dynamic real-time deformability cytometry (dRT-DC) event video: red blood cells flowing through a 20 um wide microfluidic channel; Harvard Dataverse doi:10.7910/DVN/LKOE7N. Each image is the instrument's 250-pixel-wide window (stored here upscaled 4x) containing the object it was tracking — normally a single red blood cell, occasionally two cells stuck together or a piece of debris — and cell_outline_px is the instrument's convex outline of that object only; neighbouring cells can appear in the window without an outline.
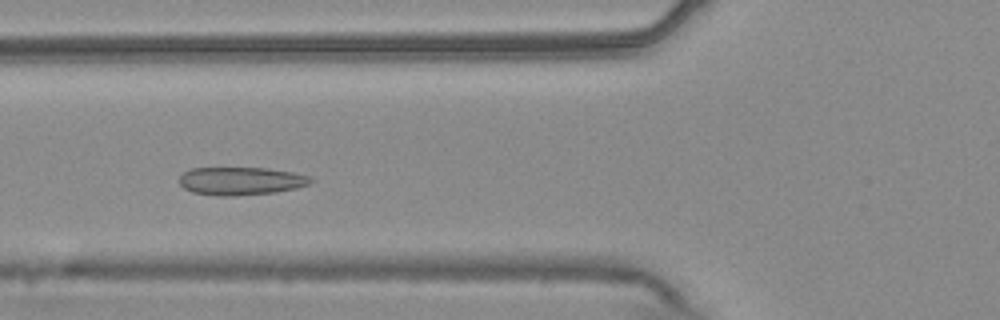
{"species": "common noctule bat (a hibernating species)", "species_latin": "Nyctalus noctula", "temperature_condition": "warm", "stored_images_in_passage": 51, "camera_frame_rate_fps": 3000, "um_per_image_px": 0.085, "animal": {"sex": "male", "body_mass_g": 20.4}, "frame": {"image": 1, "passage_image": 17, "time_ms": 5.333, "image_size_px": [1000, 320], "cell_outline_px": [[316, 180], [308, 184], [296, 188], [276, 192], [236, 196], [216, 196], [192, 192], [184, 188], [180, 184], [180, 176], [184, 172], [192, 168], [268, 168], [292, 172], [308, 176]], "centroid_in_image_um": [20.48, 15.39], "position_along_channel_um": 105.3, "area_um2": 21.5}}
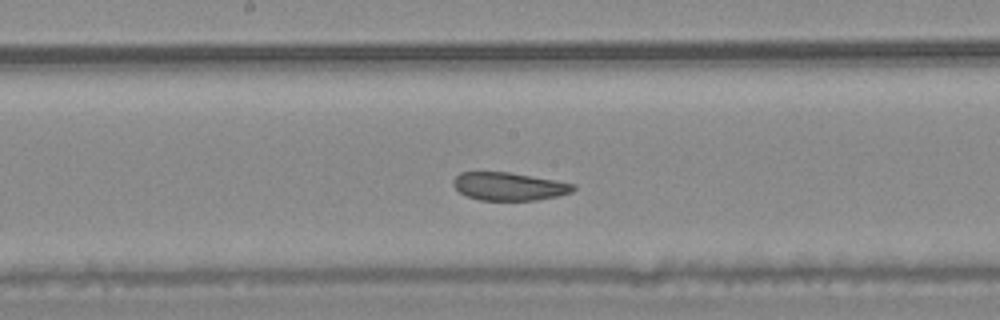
{"frame": {"image": 2, "passage_image": 25, "time_ms": 8.0, "image_size_px": [1000, 320], "cell_outline_px": [[576, 188], [572, 192], [556, 196], [536, 200], [480, 200], [468, 196], [460, 192], [452, 184], [452, 180], [460, 172], [508, 172], [556, 180], [576, 184]], "centroid_in_image_um": [43.27, 15.84], "position_along_channel_um": 204.9, "area_um2": 19.54}}
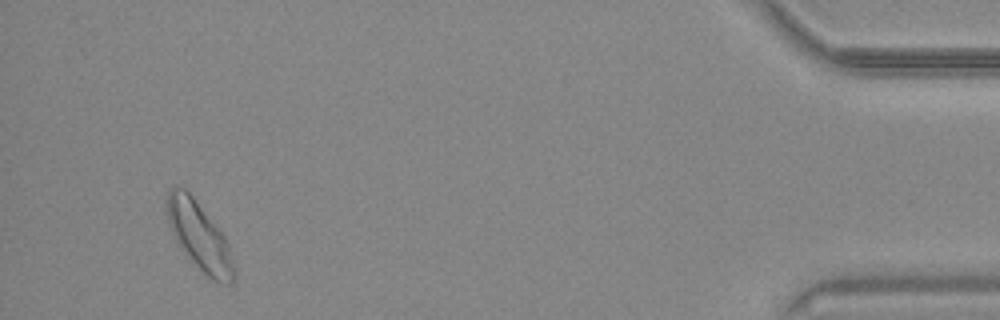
{"frame": {"image": 3, "passage_image": 48, "time_ms": 15.667, "image_size_px": [1000, 320], "cell_outline_px": [[236, 276], [228, 284], [212, 280], [180, 248], [168, 224], [168, 188], [176, 184], [184, 188], [192, 196], [224, 236], [228, 244], [236, 272]], "centroid_in_image_um": [16.94, 20.07], "position_along_channel_um": 418.3, "area_um2": 25.89}, "authors_computed_cell_mechanics": {"area_um2": 22.4842, "velocity_mm_per_s": 3.7383, "shape_relaxation_time_tau1_ms": null, "shape_relaxation_time_tau2_ms": 1.2505, "deformation_change_tau1": null, "deformation_change_tau2": 0.0463}}